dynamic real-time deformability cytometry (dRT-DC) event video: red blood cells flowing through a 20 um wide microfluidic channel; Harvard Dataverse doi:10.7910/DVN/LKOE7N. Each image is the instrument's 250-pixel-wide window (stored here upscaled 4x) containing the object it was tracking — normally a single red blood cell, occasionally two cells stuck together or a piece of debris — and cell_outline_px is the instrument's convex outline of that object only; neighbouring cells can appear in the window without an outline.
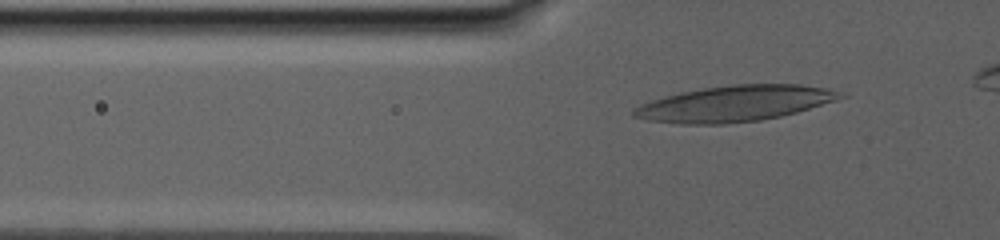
{"species": "human", "species_latin": "Homo sapiens", "temperature_condition": "warm", "stored_images_in_passage": 35, "camera_frame_rate_fps": 3000, "um_per_image_px": 0.085, "donor": {"sex": "male"}, "frame": {"image": 1, "passage_image": 7, "time_ms": 3.0, "image_size_px": [1000, 240], "cell_outline_px": [[848, 96], [796, 112], [780, 116], [760, 120], [724, 124], [680, 124], [648, 120], [632, 116], [632, 112], [640, 104], [664, 96], [680, 92], [704, 88], [732, 84], [800, 84], [828, 88]], "centroid_in_image_um": [62.43, 8.8], "position_along_channel_um": 63.4, "area_um2": 42.89}}
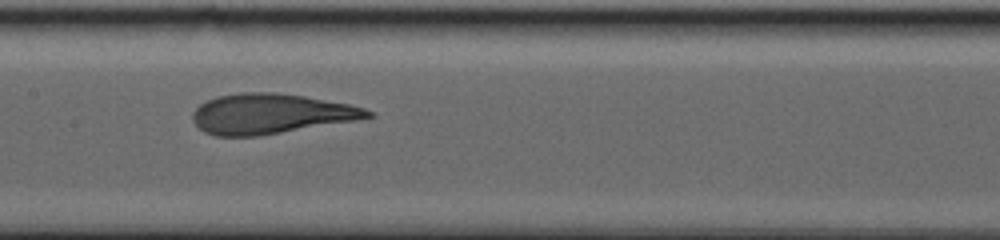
{"frame": {"image": 2, "passage_image": 23, "time_ms": 8.333, "image_size_px": [1000, 240], "cell_outline_px": [[376, 116], [356, 120], [256, 136], [216, 136], [204, 132], [192, 120], [192, 112], [200, 104], [216, 96], [240, 92], [276, 92], [304, 96], [348, 104], [364, 108], [372, 112]], "centroid_in_image_um": [22.97, 9.66], "position_along_channel_um": 184.4, "area_um2": 40.63}}
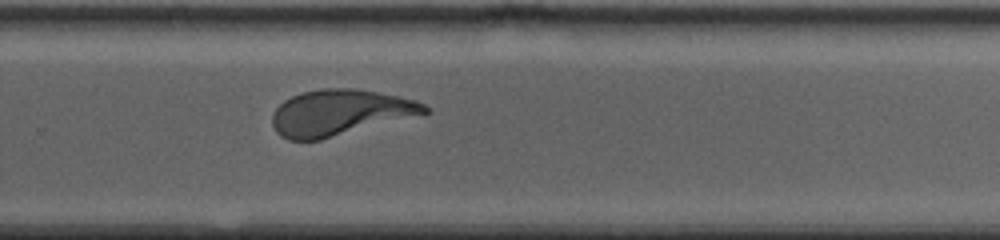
{"frame": {"image": 3, "passage_image": 35, "time_ms": 13.0, "image_size_px": [1000, 240], "cell_outline_px": [[432, 112], [320, 140], [288, 140], [280, 136], [276, 132], [272, 124], [272, 116], [276, 108], [284, 100], [292, 96], [304, 92], [324, 88], [356, 88], [400, 96], [416, 100], [432, 108]], "centroid_in_image_um": [28.92, 9.57], "position_along_channel_um": 300.9, "area_um2": 40.86}}